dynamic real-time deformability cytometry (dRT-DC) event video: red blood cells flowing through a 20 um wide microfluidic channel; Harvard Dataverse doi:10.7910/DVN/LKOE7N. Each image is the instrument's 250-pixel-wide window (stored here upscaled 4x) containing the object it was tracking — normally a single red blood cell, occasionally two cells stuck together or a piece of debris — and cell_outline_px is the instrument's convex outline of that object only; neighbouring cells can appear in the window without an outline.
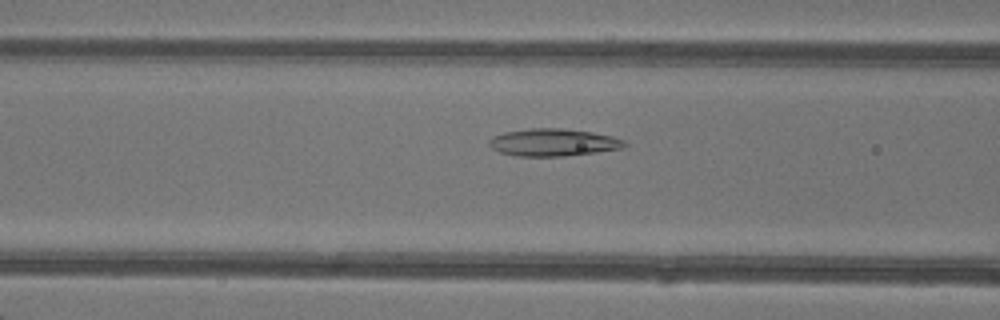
{"species": "common noctule bat (a hibernating species)", "species_latin": "Nyctalus noctula", "temperature_condition": "warm", "stored_images_in_passage": 49, "camera_frame_rate_fps": 3000, "um_per_image_px": 0.085, "animal": {"sex": "female"}, "frame": {"image": 1, "passage_image": 21, "time_ms": 6.667, "image_size_px": [1000, 320], "cell_outline_px": [[628, 144], [624, 148], [596, 152], [564, 156], [516, 156], [500, 152], [492, 148], [488, 144], [488, 140], [492, 136], [504, 132], [528, 128], [560, 128], [592, 132], [612, 136], [624, 140]], "centroid_in_image_um": [47.01, 12.1], "position_along_channel_um": 119.6, "area_um2": 21.73}}
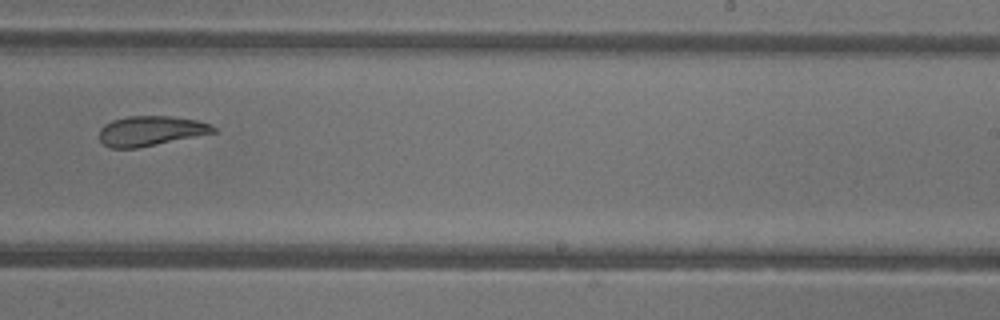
{"frame": {"image": 2, "passage_image": 32, "time_ms": 10.333, "image_size_px": [1000, 320], "cell_outline_px": [[216, 132], [136, 148], [112, 148], [104, 144], [100, 140], [100, 128], [104, 124], [112, 120], [128, 116], [172, 116], [196, 120], [208, 124], [216, 128]], "centroid_in_image_um": [12.77, 11.12], "position_along_channel_um": 276.2, "area_um2": 19.59}}
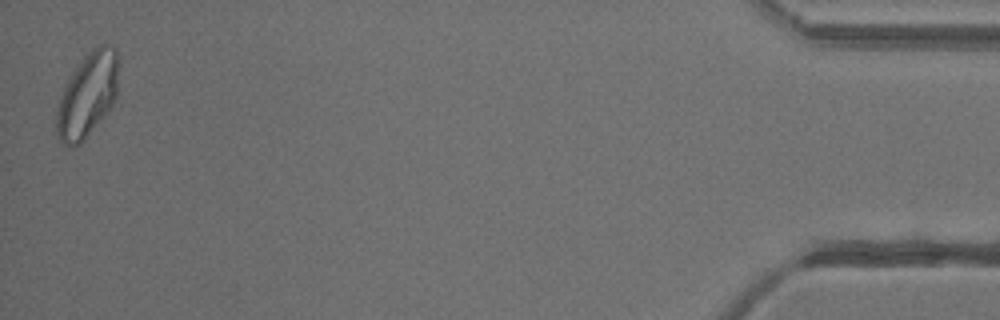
{"frame": {"image": 3, "passage_image": 49, "time_ms": 16.0, "image_size_px": [1000, 320], "cell_outline_px": [[120, 64], [116, 96], [112, 104], [84, 140], [80, 144], [72, 148], [68, 148], [56, 136], [56, 108], [64, 88], [72, 72], [92, 48], [100, 44], [108, 44], [116, 48], [120, 56]], "centroid_in_image_um": [7.46, 8.05], "position_along_channel_um": 427.7, "area_um2": 30.69}, "authors_computed_cell_mechanics": {"area_um2": 24.1026, "velocity_mm_per_s": 4.2827, "shape_relaxation_time_tau1_ms": null, "shape_relaxation_time_tau2_ms": 5.9337, "deformation_change_tau1": null, "deformation_change_tau2": 0.1129}}